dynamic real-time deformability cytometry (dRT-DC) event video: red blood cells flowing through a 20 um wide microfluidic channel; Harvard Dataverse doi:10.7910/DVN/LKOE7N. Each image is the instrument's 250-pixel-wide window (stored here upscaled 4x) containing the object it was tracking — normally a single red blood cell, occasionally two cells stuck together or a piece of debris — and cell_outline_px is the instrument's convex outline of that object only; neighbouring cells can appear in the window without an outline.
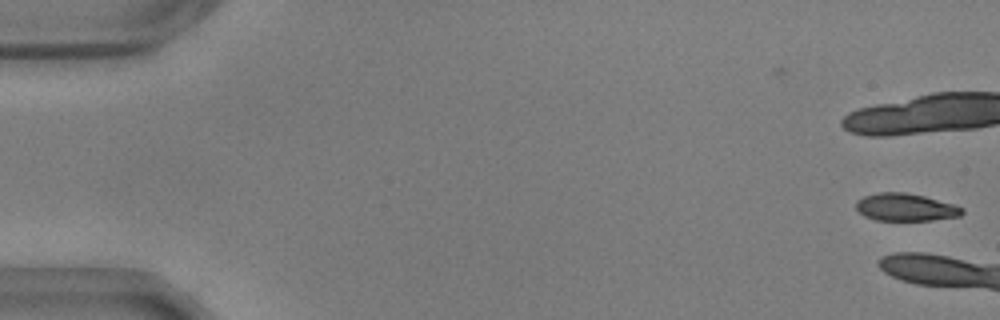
{"species": "common noctule bat (a hibernating species)", "species_latin": "Nyctalus noctula", "temperature_condition": "warm", "stored_images_in_passage": 4, "camera_frame_rate_fps": 3000, "um_per_image_px": 0.085, "animal": {"sex": "male", "body_mass_g": 17.9, "forearm_length_mm": 54.2}, "frame": {"image": 1, "passage_image": 4, "time_ms": 1.0, "image_size_px": [1000, 320], "cell_outline_px": [[964, 212], [960, 216], [932, 220], [876, 220], [864, 216], [856, 208], [856, 200], [864, 196], [880, 192], [904, 192], [924, 196], [956, 204], [964, 208]], "centroid_in_image_um": [77.0, 17.61], "position_along_channel_um": 8.0, "area_um2": 17.11}}